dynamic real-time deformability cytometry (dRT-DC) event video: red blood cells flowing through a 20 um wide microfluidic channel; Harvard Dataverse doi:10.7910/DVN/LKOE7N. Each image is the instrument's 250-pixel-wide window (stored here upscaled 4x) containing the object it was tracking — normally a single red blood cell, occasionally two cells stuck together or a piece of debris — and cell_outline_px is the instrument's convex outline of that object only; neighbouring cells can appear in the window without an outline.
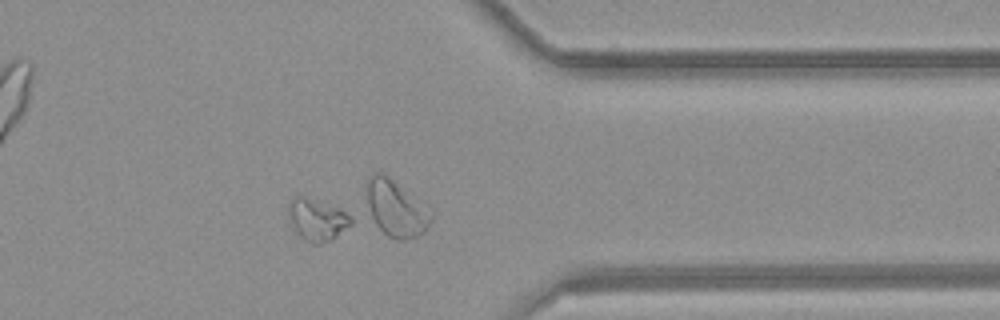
{"species": "common noctule bat (a hibernating species)", "species_latin": "Nyctalus noctula", "temperature_condition": "room temperature", "stored_images_in_passage": 35, "camera_frame_rate_fps": 3000, "um_per_image_px": 0.085, "animal": {"sex": "female", "body_mass_g": 21.9}, "frame": {"image": 1, "passage_image": 25, "time_ms": 8.0, "image_size_px": [1000, 320], "cell_outline_px": [[352, 224], [332, 240], [320, 244], [312, 244], [304, 240], [296, 232], [288, 220], [288, 204], [292, 196], [304, 196], [336, 208], [352, 216]], "centroid_in_image_um": [26.91, 18.69], "position_along_channel_um": 384.5, "area_um2": 15.32}}